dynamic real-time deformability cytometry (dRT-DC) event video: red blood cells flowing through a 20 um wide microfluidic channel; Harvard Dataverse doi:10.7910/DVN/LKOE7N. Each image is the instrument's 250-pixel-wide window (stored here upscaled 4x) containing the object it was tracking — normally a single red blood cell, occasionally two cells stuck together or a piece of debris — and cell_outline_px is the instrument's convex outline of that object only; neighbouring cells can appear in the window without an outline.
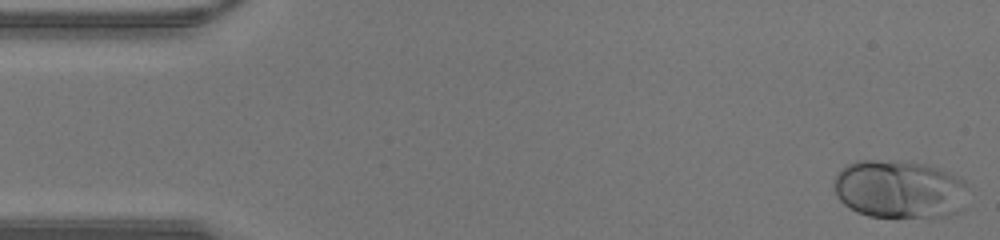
{"species": "human", "species_latin": "Homo sapiens", "temperature_condition": "warm", "stored_images_in_passage": 42, "segment_of_instrument_passage": [1, 2], "camera_frame_rate_fps": 3000, "um_per_image_px": 0.085, "donor": {"sex": "male"}, "frame": {"image": 1, "passage_image": 1, "time_ms": 0.0, "image_size_px": [1000, 240], "cell_outline_px": [[968, 184], [964, 208], [960, 212], [948, 216], [932, 220], [868, 216], [856, 212], [844, 204], [836, 196], [832, 184], [836, 172], [840, 168], [856, 160], [900, 160], [928, 164], [940, 168], [960, 176]], "centroid_in_image_um": [76.49, 16.11], "position_along_channel_um": 8.5, "area_um2": 47.63}}
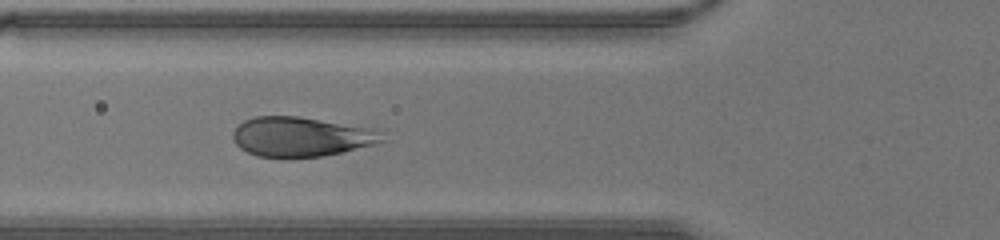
{"frame": {"image": 2, "passage_image": 15, "time_ms": 4.667, "image_size_px": [1000, 240], "cell_outline_px": [[388, 140], [376, 144], [340, 152], [320, 156], [256, 156], [240, 148], [232, 140], [232, 132], [244, 120], [256, 116], [296, 116], [372, 128], [380, 132]], "centroid_in_image_um": [25.59, 11.61], "position_along_channel_um": 100.2, "area_um2": 34.04}}
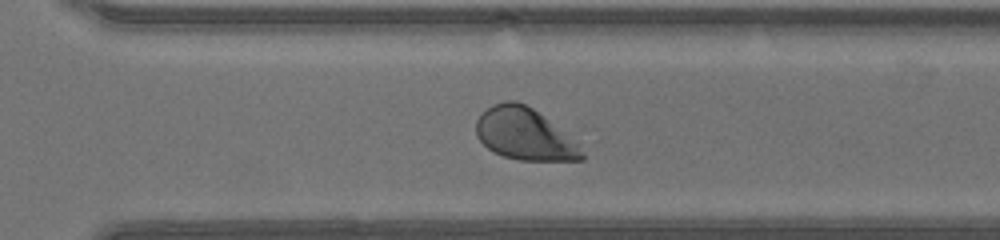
{"frame": {"image": 3, "passage_image": 29, "time_ms": 9.333, "image_size_px": [1000, 240], "cell_outline_px": [[584, 160], [520, 160], [504, 156], [492, 152], [476, 136], [476, 120], [492, 104], [508, 100], [516, 100], [532, 108], [576, 144], [584, 152]], "centroid_in_image_um": [44.52, 11.41], "position_along_channel_um": 326.1, "area_um2": 31.1}}